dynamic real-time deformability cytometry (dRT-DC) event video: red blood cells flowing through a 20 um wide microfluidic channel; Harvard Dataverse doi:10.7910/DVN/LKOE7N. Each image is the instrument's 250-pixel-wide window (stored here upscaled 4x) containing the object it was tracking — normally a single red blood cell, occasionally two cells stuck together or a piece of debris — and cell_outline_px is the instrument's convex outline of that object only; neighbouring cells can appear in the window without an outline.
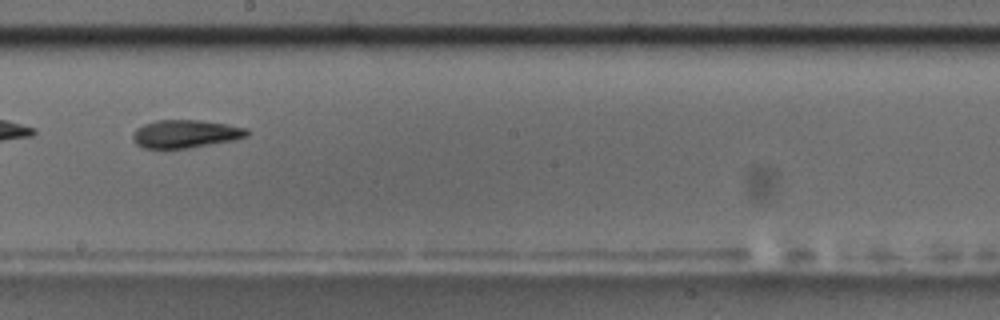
{"species": "common noctule bat (a hibernating species)", "species_latin": "Nyctalus noctula", "temperature_condition": "room temperature", "stored_images_in_passage": 10, "camera_frame_rate_fps": 3000, "um_per_image_px": 0.085, "animal": {"sex": "male", "body_mass_g": 17.5, "forearm_length_mm": 52.3}, "frame": {"image": 1, "passage_image": 9, "time_ms": 9.333, "image_size_px": [1000, 320], "cell_outline_px": [[248, 136], [232, 140], [188, 148], [164, 152], [144, 148], [136, 144], [132, 140], [132, 132], [136, 128], [144, 124], [156, 120], [200, 120], [248, 128]], "centroid_in_image_um": [15.66, 11.42], "position_along_channel_um": 232.5, "area_um2": 19.19}}
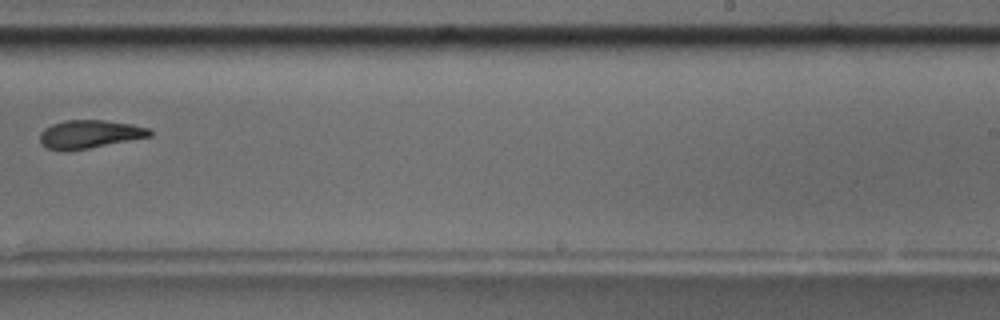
{"frame": {"image": 2, "passage_image": 10, "time_ms": 10.667, "image_size_px": [1000, 320], "cell_outline_px": [[152, 136], [88, 148], [48, 148], [40, 144], [40, 132], [44, 128], [52, 124], [64, 120], [104, 120], [132, 124], [148, 128], [152, 132]], "centroid_in_image_um": [7.64, 11.36], "position_along_channel_um": 281.4, "area_um2": 17.57}}